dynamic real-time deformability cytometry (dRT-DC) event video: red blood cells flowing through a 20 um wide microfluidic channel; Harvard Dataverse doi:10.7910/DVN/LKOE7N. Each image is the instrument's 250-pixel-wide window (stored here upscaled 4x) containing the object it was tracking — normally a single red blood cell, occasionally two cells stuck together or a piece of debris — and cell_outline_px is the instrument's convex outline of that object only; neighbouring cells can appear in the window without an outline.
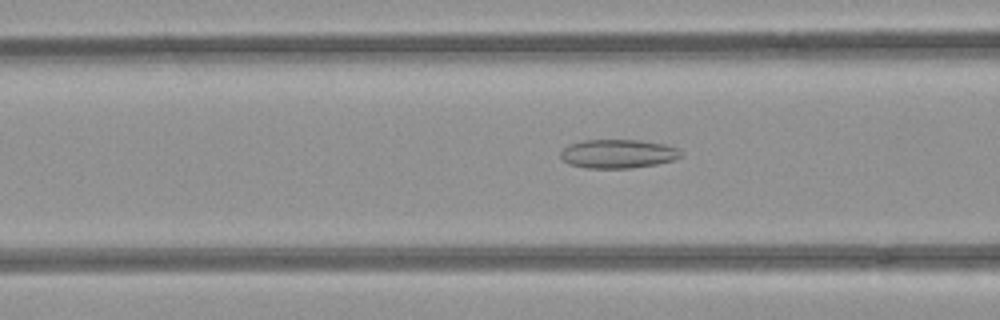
{"species": "common noctule bat (a hibernating species)", "species_latin": "Nyctalus noctula", "temperature_condition": "room temperature", "stored_images_in_passage": 53, "camera_frame_rate_fps": 3000, "um_per_image_px": 0.085, "animal": {"sex": "female", "body_mass_g": 21.9}, "frame": {"image": 1, "passage_image": 21, "time_ms": 6.667, "image_size_px": [1000, 320], "cell_outline_px": [[684, 156], [672, 160], [656, 164], [632, 168], [588, 168], [568, 164], [560, 156], [560, 152], [568, 144], [584, 140], [640, 140], [664, 144], [676, 148]], "centroid_in_image_um": [52.51, 13.07], "position_along_channel_um": 114.1, "area_um2": 20.17}}
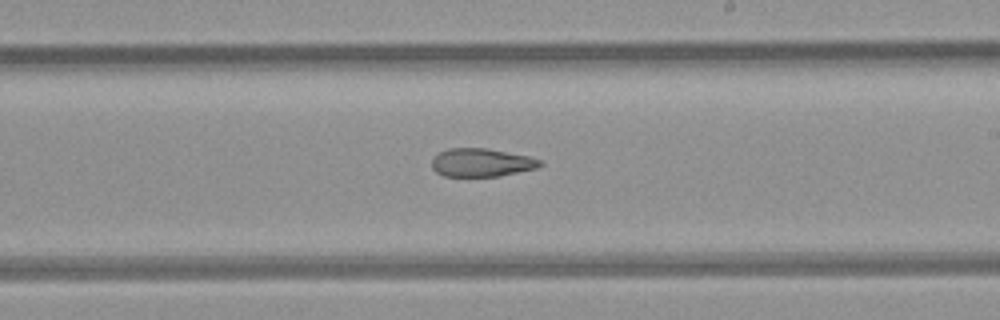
{"frame": {"image": 2, "passage_image": 31, "time_ms": 10.0, "image_size_px": [1000, 320], "cell_outline_px": [[544, 164], [536, 168], [500, 176], [444, 176], [436, 172], [432, 168], [432, 156], [448, 148], [488, 148], [528, 156], [540, 160]], "centroid_in_image_um": [40.9, 13.81], "position_along_channel_um": 248.1, "area_um2": 17.86}}
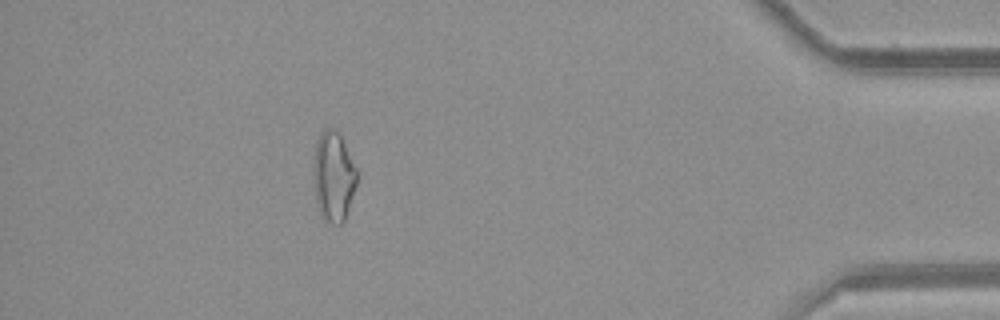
{"frame": {"image": 3, "passage_image": 47, "time_ms": 15.333, "image_size_px": [1000, 320], "cell_outline_px": [[356, 184], [344, 220], [340, 224], [332, 224], [324, 220], [320, 216], [316, 200], [312, 172], [316, 140], [324, 128], [336, 128], [340, 132], [356, 168]], "centroid_in_image_um": [28.31, 14.96], "position_along_channel_um": 406.9, "area_um2": 22.95}}